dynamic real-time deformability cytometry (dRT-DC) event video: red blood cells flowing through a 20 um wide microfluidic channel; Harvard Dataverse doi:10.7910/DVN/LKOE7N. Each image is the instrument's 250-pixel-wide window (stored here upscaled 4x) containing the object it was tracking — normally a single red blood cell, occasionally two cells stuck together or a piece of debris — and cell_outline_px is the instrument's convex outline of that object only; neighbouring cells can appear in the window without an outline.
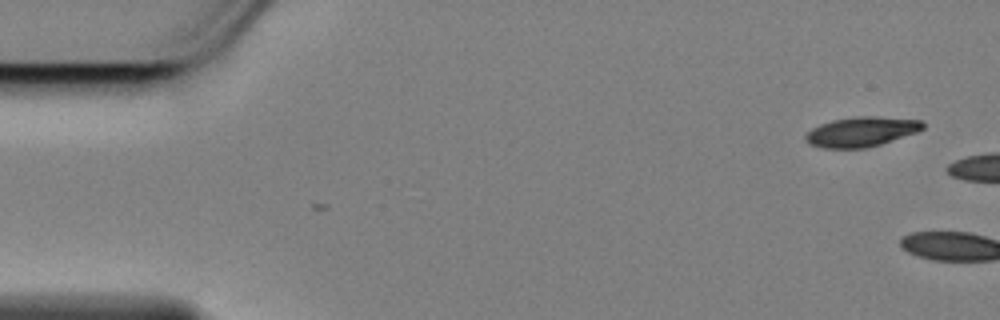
{"species": "Egyptian fruit bat (a non-hibernating species)", "species_latin": "Rousettus aegyptiacus", "temperature_condition": "cold", "stored_images_in_passage": 5, "camera_frame_rate_fps": 3000, "um_per_image_px": 0.085, "animal": {"sex": "female"}, "frame": {"image": 1, "passage_image": 5, "time_ms": 1.333, "image_size_px": [1000, 320], "cell_outline_px": [[924, 128], [916, 132], [868, 148], [824, 148], [808, 144], [804, 140], [804, 136], [812, 128], [820, 124], [832, 120], [860, 116], [876, 116], [920, 120], [924, 124]], "centroid_in_image_um": [73.17, 11.2], "position_along_channel_um": 11.8, "area_um2": 20.29}}